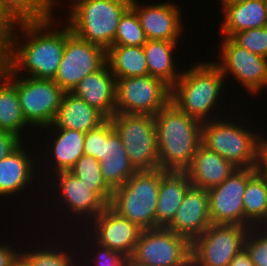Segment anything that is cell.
<instances>
[{
	"instance_id": "cell-1",
	"label": "cell",
	"mask_w": 267,
	"mask_h": 266,
	"mask_svg": "<svg viewBox=\"0 0 267 266\" xmlns=\"http://www.w3.org/2000/svg\"><path fill=\"white\" fill-rule=\"evenodd\" d=\"M54 16L14 26L10 49L2 62L13 74L54 79L65 47V21L61 18L58 21Z\"/></svg>"
},
{
	"instance_id": "cell-2",
	"label": "cell",
	"mask_w": 267,
	"mask_h": 266,
	"mask_svg": "<svg viewBox=\"0 0 267 266\" xmlns=\"http://www.w3.org/2000/svg\"><path fill=\"white\" fill-rule=\"evenodd\" d=\"M194 64L186 70L183 69L181 76L171 87V103L201 123L226 116L227 110L223 109L226 106H219H222L221 101L225 100L223 98L227 94V90L223 92L226 87L224 82L229 81L225 80L221 69L213 60H199Z\"/></svg>"
},
{
	"instance_id": "cell-3",
	"label": "cell",
	"mask_w": 267,
	"mask_h": 266,
	"mask_svg": "<svg viewBox=\"0 0 267 266\" xmlns=\"http://www.w3.org/2000/svg\"><path fill=\"white\" fill-rule=\"evenodd\" d=\"M158 165L166 171H184L201 145L202 123L169 103L154 116Z\"/></svg>"
},
{
	"instance_id": "cell-4",
	"label": "cell",
	"mask_w": 267,
	"mask_h": 266,
	"mask_svg": "<svg viewBox=\"0 0 267 266\" xmlns=\"http://www.w3.org/2000/svg\"><path fill=\"white\" fill-rule=\"evenodd\" d=\"M234 113L236 111L230 116L227 114L226 117L202 123L201 144L237 168H257L261 128L258 132L253 125L252 128L250 124L244 126L242 122L245 123L246 117L240 121L239 115ZM233 114L236 116L232 118Z\"/></svg>"
},
{
	"instance_id": "cell-5",
	"label": "cell",
	"mask_w": 267,
	"mask_h": 266,
	"mask_svg": "<svg viewBox=\"0 0 267 266\" xmlns=\"http://www.w3.org/2000/svg\"><path fill=\"white\" fill-rule=\"evenodd\" d=\"M65 22L71 31L106 50L112 46L121 16L132 0H69Z\"/></svg>"
},
{
	"instance_id": "cell-6",
	"label": "cell",
	"mask_w": 267,
	"mask_h": 266,
	"mask_svg": "<svg viewBox=\"0 0 267 266\" xmlns=\"http://www.w3.org/2000/svg\"><path fill=\"white\" fill-rule=\"evenodd\" d=\"M160 181V168L137 170L122 186L113 189L108 206L142 230L156 228Z\"/></svg>"
},
{
	"instance_id": "cell-7",
	"label": "cell",
	"mask_w": 267,
	"mask_h": 266,
	"mask_svg": "<svg viewBox=\"0 0 267 266\" xmlns=\"http://www.w3.org/2000/svg\"><path fill=\"white\" fill-rule=\"evenodd\" d=\"M44 180H46L44 181L45 184H42V185L44 186L46 185V186L43 188L41 187L40 189H45L46 187L48 189L43 190V192H41V195H44L42 194L44 192L47 194L48 190L51 189L50 191L51 193L49 197L51 198L53 197V199L49 198L48 200L47 198L46 199L47 204L49 201H52V202L54 200L57 201V202L56 201L54 202L55 204L54 203L50 204L51 202H49V205L50 206L52 205L51 207L53 208L55 207V205L57 206L58 204V206L55 207V209L56 210L58 209V210L55 213H53V215L57 213L59 214L62 212L64 213V215H66L64 216L62 213L63 218L65 217V219H67L66 222L70 221V224L68 223L69 225L68 227H70L71 229L68 228L67 232L72 231L73 230L72 228H74V230H77L76 229L77 227H80L79 229H82L84 226H86V223L88 224L92 219L97 217L102 211H104L108 207V204L97 193H95L92 190H89L88 186H86L83 182H81V180L77 178L70 171H61V172L55 173L51 177L45 178ZM48 182L49 184H46ZM51 194L52 195L55 194L56 196L55 195L52 196ZM59 206H61V208ZM68 217H71V219L69 220ZM71 221H72V225L75 224L74 226L76 228L74 226L72 227Z\"/></svg>"
},
{
	"instance_id": "cell-8",
	"label": "cell",
	"mask_w": 267,
	"mask_h": 266,
	"mask_svg": "<svg viewBox=\"0 0 267 266\" xmlns=\"http://www.w3.org/2000/svg\"><path fill=\"white\" fill-rule=\"evenodd\" d=\"M0 71L15 85L26 122L38 130L50 126L65 93L61 87L52 79L15 75L3 63Z\"/></svg>"
},
{
	"instance_id": "cell-9",
	"label": "cell",
	"mask_w": 267,
	"mask_h": 266,
	"mask_svg": "<svg viewBox=\"0 0 267 266\" xmlns=\"http://www.w3.org/2000/svg\"><path fill=\"white\" fill-rule=\"evenodd\" d=\"M110 119L134 168L136 170L159 168L153 115L114 114Z\"/></svg>"
},
{
	"instance_id": "cell-10",
	"label": "cell",
	"mask_w": 267,
	"mask_h": 266,
	"mask_svg": "<svg viewBox=\"0 0 267 266\" xmlns=\"http://www.w3.org/2000/svg\"><path fill=\"white\" fill-rule=\"evenodd\" d=\"M171 102V87L146 76L116 79L115 114L155 115Z\"/></svg>"
},
{
	"instance_id": "cell-11",
	"label": "cell",
	"mask_w": 267,
	"mask_h": 266,
	"mask_svg": "<svg viewBox=\"0 0 267 266\" xmlns=\"http://www.w3.org/2000/svg\"><path fill=\"white\" fill-rule=\"evenodd\" d=\"M191 242L166 227L142 230L131 259L146 266H191Z\"/></svg>"
},
{
	"instance_id": "cell-12",
	"label": "cell",
	"mask_w": 267,
	"mask_h": 266,
	"mask_svg": "<svg viewBox=\"0 0 267 266\" xmlns=\"http://www.w3.org/2000/svg\"><path fill=\"white\" fill-rule=\"evenodd\" d=\"M219 44V55H216L219 59L213 62L225 79L232 76L250 95L264 92L262 90L267 89V58L239 46L231 37H222Z\"/></svg>"
},
{
	"instance_id": "cell-13",
	"label": "cell",
	"mask_w": 267,
	"mask_h": 266,
	"mask_svg": "<svg viewBox=\"0 0 267 266\" xmlns=\"http://www.w3.org/2000/svg\"><path fill=\"white\" fill-rule=\"evenodd\" d=\"M250 227L211 224L191 243V266H229Z\"/></svg>"
},
{
	"instance_id": "cell-14",
	"label": "cell",
	"mask_w": 267,
	"mask_h": 266,
	"mask_svg": "<svg viewBox=\"0 0 267 266\" xmlns=\"http://www.w3.org/2000/svg\"><path fill=\"white\" fill-rule=\"evenodd\" d=\"M106 49L76 36L65 25V47L54 81L64 92H72L88 74L101 69L106 64Z\"/></svg>"
},
{
	"instance_id": "cell-15",
	"label": "cell",
	"mask_w": 267,
	"mask_h": 266,
	"mask_svg": "<svg viewBox=\"0 0 267 266\" xmlns=\"http://www.w3.org/2000/svg\"><path fill=\"white\" fill-rule=\"evenodd\" d=\"M257 168H236L221 184L208 190L212 224L244 226L243 196Z\"/></svg>"
},
{
	"instance_id": "cell-16",
	"label": "cell",
	"mask_w": 267,
	"mask_h": 266,
	"mask_svg": "<svg viewBox=\"0 0 267 266\" xmlns=\"http://www.w3.org/2000/svg\"><path fill=\"white\" fill-rule=\"evenodd\" d=\"M81 230L100 246L117 251L127 258L133 254L142 231L136 224L119 216L109 206Z\"/></svg>"
},
{
	"instance_id": "cell-17",
	"label": "cell",
	"mask_w": 267,
	"mask_h": 266,
	"mask_svg": "<svg viewBox=\"0 0 267 266\" xmlns=\"http://www.w3.org/2000/svg\"><path fill=\"white\" fill-rule=\"evenodd\" d=\"M131 1V8L136 12L147 40H166L179 42L184 36L181 8L174 2L139 3ZM181 35V36H180Z\"/></svg>"
},
{
	"instance_id": "cell-18",
	"label": "cell",
	"mask_w": 267,
	"mask_h": 266,
	"mask_svg": "<svg viewBox=\"0 0 267 266\" xmlns=\"http://www.w3.org/2000/svg\"><path fill=\"white\" fill-rule=\"evenodd\" d=\"M48 129L50 131H48ZM48 131L50 134L48 136V141H46V143H48L47 145L44 144L45 149L41 150V151H45L44 154V158H42V156H39V151H37L38 153V161L39 163H47L46 166L47 168L44 166V170L42 169V171L39 172V174H43V176L41 175V180H43L42 182L44 183V176L46 175L48 177L52 176L55 173L61 172V171H70L74 165L76 164V162L78 161V159L84 155V138H85V133L81 132V131H77V130H73V129H63V128H44L43 130H35L37 131H41V132H45ZM52 134V135H51ZM54 134V135H53ZM51 135V136H50ZM53 137V138H52ZM52 139V140H51ZM51 141V142H50ZM50 142V143H49ZM48 150H47V149ZM50 150V151H49ZM47 154L50 156V158H47V160L45 159ZM44 162H42V160ZM49 159V160H48ZM41 160V162H40ZM46 160V161H45ZM51 164V165H49ZM50 166V168H49ZM47 169V170H46ZM46 170V171H45ZM45 173H44V172ZM47 172V173H46ZM51 172V173H50ZM45 174V175H44Z\"/></svg>"
},
{
	"instance_id": "cell-19",
	"label": "cell",
	"mask_w": 267,
	"mask_h": 266,
	"mask_svg": "<svg viewBox=\"0 0 267 266\" xmlns=\"http://www.w3.org/2000/svg\"><path fill=\"white\" fill-rule=\"evenodd\" d=\"M211 224L208 191L191 185L166 228L192 243Z\"/></svg>"
},
{
	"instance_id": "cell-20",
	"label": "cell",
	"mask_w": 267,
	"mask_h": 266,
	"mask_svg": "<svg viewBox=\"0 0 267 266\" xmlns=\"http://www.w3.org/2000/svg\"><path fill=\"white\" fill-rule=\"evenodd\" d=\"M24 143L0 160V198L4 197L5 199L10 196L14 198L18 193L29 191L31 189L30 186H33V182L35 185V178L39 181L41 180L38 178V175L40 177L41 174L36 173L40 170L37 165L39 162H36L37 157H35L36 159L34 158L35 153H33V156L31 155V151L28 150V147L27 149L24 147L26 145Z\"/></svg>"
},
{
	"instance_id": "cell-21",
	"label": "cell",
	"mask_w": 267,
	"mask_h": 266,
	"mask_svg": "<svg viewBox=\"0 0 267 266\" xmlns=\"http://www.w3.org/2000/svg\"><path fill=\"white\" fill-rule=\"evenodd\" d=\"M71 93L95 107L106 118L115 114L116 78L107 63L96 72L86 75Z\"/></svg>"
},
{
	"instance_id": "cell-22",
	"label": "cell",
	"mask_w": 267,
	"mask_h": 266,
	"mask_svg": "<svg viewBox=\"0 0 267 266\" xmlns=\"http://www.w3.org/2000/svg\"><path fill=\"white\" fill-rule=\"evenodd\" d=\"M236 168L230 161L201 144L184 172L192 186L208 191L221 184Z\"/></svg>"
},
{
	"instance_id": "cell-23",
	"label": "cell",
	"mask_w": 267,
	"mask_h": 266,
	"mask_svg": "<svg viewBox=\"0 0 267 266\" xmlns=\"http://www.w3.org/2000/svg\"><path fill=\"white\" fill-rule=\"evenodd\" d=\"M106 117L71 92H65L61 106L50 126L44 128L73 129L87 133L101 124Z\"/></svg>"
},
{
	"instance_id": "cell-24",
	"label": "cell",
	"mask_w": 267,
	"mask_h": 266,
	"mask_svg": "<svg viewBox=\"0 0 267 266\" xmlns=\"http://www.w3.org/2000/svg\"><path fill=\"white\" fill-rule=\"evenodd\" d=\"M191 182L184 171L161 169V181L156 206V228L166 227L174 218Z\"/></svg>"
},
{
	"instance_id": "cell-25",
	"label": "cell",
	"mask_w": 267,
	"mask_h": 266,
	"mask_svg": "<svg viewBox=\"0 0 267 266\" xmlns=\"http://www.w3.org/2000/svg\"><path fill=\"white\" fill-rule=\"evenodd\" d=\"M220 35L232 37L239 31L267 26V7L264 0H246L225 7Z\"/></svg>"
},
{
	"instance_id": "cell-26",
	"label": "cell",
	"mask_w": 267,
	"mask_h": 266,
	"mask_svg": "<svg viewBox=\"0 0 267 266\" xmlns=\"http://www.w3.org/2000/svg\"><path fill=\"white\" fill-rule=\"evenodd\" d=\"M100 166L103 179L112 190L122 186L137 171L115 130L108 135L105 158L101 159Z\"/></svg>"
},
{
	"instance_id": "cell-27",
	"label": "cell",
	"mask_w": 267,
	"mask_h": 266,
	"mask_svg": "<svg viewBox=\"0 0 267 266\" xmlns=\"http://www.w3.org/2000/svg\"><path fill=\"white\" fill-rule=\"evenodd\" d=\"M61 229H62V232H61ZM61 229H60V231L57 232L60 234V236H59V234L56 235V237L53 236L54 239H53V237H51L50 238L51 241H48V240L45 241L44 240L45 244L39 243V245L36 242V244L34 246H33V244H32V246L28 245L29 248L27 247V244H26L24 247L25 249L24 248H23V250L21 249V252L27 257V259L31 263V266H80V264H78V263H80L79 260H81V259L79 258V256L77 257V255H79L80 252L78 250L79 249L78 246L75 247V245L77 244L76 241L73 242L71 240L70 243H68L69 239H67V241H65L66 243L62 242L61 241V239H62L61 233L64 234L66 232V229L65 230H63V228H61ZM57 237L58 238L61 237V238H59V240H58ZM54 240L55 241L57 240L58 242L57 241L54 242ZM53 243L54 244L56 243V244L53 245ZM73 243H75V245ZM67 244L68 245L72 244L73 247H70V246L68 247ZM61 245H62V248H61ZM64 245H65V247H64ZM66 246L69 248V251H67L68 248ZM26 248H27V250H26ZM70 248H73V249L76 248V250H74V251H77V252L73 253V249H70ZM76 258L79 260H77Z\"/></svg>"
},
{
	"instance_id": "cell-28",
	"label": "cell",
	"mask_w": 267,
	"mask_h": 266,
	"mask_svg": "<svg viewBox=\"0 0 267 266\" xmlns=\"http://www.w3.org/2000/svg\"><path fill=\"white\" fill-rule=\"evenodd\" d=\"M178 42L166 40H147L143 45L145 52L148 74L164 81L172 87L181 76L182 70L175 66V51Z\"/></svg>"
},
{
	"instance_id": "cell-29",
	"label": "cell",
	"mask_w": 267,
	"mask_h": 266,
	"mask_svg": "<svg viewBox=\"0 0 267 266\" xmlns=\"http://www.w3.org/2000/svg\"><path fill=\"white\" fill-rule=\"evenodd\" d=\"M106 62L116 79L149 75L143 46L112 45L106 50Z\"/></svg>"
},
{
	"instance_id": "cell-30",
	"label": "cell",
	"mask_w": 267,
	"mask_h": 266,
	"mask_svg": "<svg viewBox=\"0 0 267 266\" xmlns=\"http://www.w3.org/2000/svg\"><path fill=\"white\" fill-rule=\"evenodd\" d=\"M29 127L32 128L24 119L15 85L0 71V130L25 140L22 133H28Z\"/></svg>"
},
{
	"instance_id": "cell-31",
	"label": "cell",
	"mask_w": 267,
	"mask_h": 266,
	"mask_svg": "<svg viewBox=\"0 0 267 266\" xmlns=\"http://www.w3.org/2000/svg\"><path fill=\"white\" fill-rule=\"evenodd\" d=\"M243 206L244 226L267 227V178L259 171L247 182Z\"/></svg>"
},
{
	"instance_id": "cell-32",
	"label": "cell",
	"mask_w": 267,
	"mask_h": 266,
	"mask_svg": "<svg viewBox=\"0 0 267 266\" xmlns=\"http://www.w3.org/2000/svg\"><path fill=\"white\" fill-rule=\"evenodd\" d=\"M64 0H0V10L16 25L40 22L55 15ZM59 5H57V4ZM56 7V8H55Z\"/></svg>"
},
{
	"instance_id": "cell-33",
	"label": "cell",
	"mask_w": 267,
	"mask_h": 266,
	"mask_svg": "<svg viewBox=\"0 0 267 266\" xmlns=\"http://www.w3.org/2000/svg\"><path fill=\"white\" fill-rule=\"evenodd\" d=\"M89 190L97 193L108 205L112 197V189L104 181L100 161L90 155H82L70 170Z\"/></svg>"
},
{
	"instance_id": "cell-34",
	"label": "cell",
	"mask_w": 267,
	"mask_h": 266,
	"mask_svg": "<svg viewBox=\"0 0 267 266\" xmlns=\"http://www.w3.org/2000/svg\"><path fill=\"white\" fill-rule=\"evenodd\" d=\"M78 233H80V234H78ZM78 233L76 234L77 236H80V237L82 235L83 236L81 238L80 237L78 238L76 236V238L78 240L75 238V236L72 239H75L76 243H79L80 239L83 242V243L80 242L79 243L80 245L77 244V246H80V247H78L79 252H81L79 254H81V255L83 254L82 256L79 255L80 258L83 257V259H82L83 262L81 261L79 263L80 266H88V265L91 266L92 264H94L92 266H124L125 265L127 257H125L123 254H121L117 251H113L109 248L100 246L99 244L94 242L87 234H83L84 231L81 232V230H80V232H78ZM84 240L87 244L84 242ZM84 250H85V252H84ZM87 251L89 252L88 254H86ZM84 254L87 255L89 257V259H88V257L86 258V256ZM91 254L93 257L91 256ZM84 256H85V259H84ZM85 263H86V265H84Z\"/></svg>"
},
{
	"instance_id": "cell-35",
	"label": "cell",
	"mask_w": 267,
	"mask_h": 266,
	"mask_svg": "<svg viewBox=\"0 0 267 266\" xmlns=\"http://www.w3.org/2000/svg\"><path fill=\"white\" fill-rule=\"evenodd\" d=\"M147 41L136 12L129 7L121 16L112 45L143 46Z\"/></svg>"
},
{
	"instance_id": "cell-36",
	"label": "cell",
	"mask_w": 267,
	"mask_h": 266,
	"mask_svg": "<svg viewBox=\"0 0 267 266\" xmlns=\"http://www.w3.org/2000/svg\"><path fill=\"white\" fill-rule=\"evenodd\" d=\"M114 130L110 118H106L97 127L90 129L85 133L84 138V154L90 155L101 161L105 158L106 141L108 140V135Z\"/></svg>"
},
{
	"instance_id": "cell-37",
	"label": "cell",
	"mask_w": 267,
	"mask_h": 266,
	"mask_svg": "<svg viewBox=\"0 0 267 266\" xmlns=\"http://www.w3.org/2000/svg\"><path fill=\"white\" fill-rule=\"evenodd\" d=\"M244 248L255 266H267V227H251Z\"/></svg>"
},
{
	"instance_id": "cell-38",
	"label": "cell",
	"mask_w": 267,
	"mask_h": 266,
	"mask_svg": "<svg viewBox=\"0 0 267 266\" xmlns=\"http://www.w3.org/2000/svg\"><path fill=\"white\" fill-rule=\"evenodd\" d=\"M231 38L239 46L267 58V26L239 31Z\"/></svg>"
},
{
	"instance_id": "cell-39",
	"label": "cell",
	"mask_w": 267,
	"mask_h": 266,
	"mask_svg": "<svg viewBox=\"0 0 267 266\" xmlns=\"http://www.w3.org/2000/svg\"><path fill=\"white\" fill-rule=\"evenodd\" d=\"M14 26L15 24L0 10V56L2 58L10 49Z\"/></svg>"
},
{
	"instance_id": "cell-40",
	"label": "cell",
	"mask_w": 267,
	"mask_h": 266,
	"mask_svg": "<svg viewBox=\"0 0 267 266\" xmlns=\"http://www.w3.org/2000/svg\"><path fill=\"white\" fill-rule=\"evenodd\" d=\"M23 143L22 139L17 135L0 130V160L11 154Z\"/></svg>"
},
{
	"instance_id": "cell-41",
	"label": "cell",
	"mask_w": 267,
	"mask_h": 266,
	"mask_svg": "<svg viewBox=\"0 0 267 266\" xmlns=\"http://www.w3.org/2000/svg\"><path fill=\"white\" fill-rule=\"evenodd\" d=\"M14 244L15 243H12V245L11 244L8 245L6 242L3 243L0 242V266H9L11 261L21 251V248H19L20 245L18 244L17 247Z\"/></svg>"
},
{
	"instance_id": "cell-42",
	"label": "cell",
	"mask_w": 267,
	"mask_h": 266,
	"mask_svg": "<svg viewBox=\"0 0 267 266\" xmlns=\"http://www.w3.org/2000/svg\"><path fill=\"white\" fill-rule=\"evenodd\" d=\"M267 133L263 131L259 140L258 171L267 178ZM265 134V136H264Z\"/></svg>"
},
{
	"instance_id": "cell-43",
	"label": "cell",
	"mask_w": 267,
	"mask_h": 266,
	"mask_svg": "<svg viewBox=\"0 0 267 266\" xmlns=\"http://www.w3.org/2000/svg\"><path fill=\"white\" fill-rule=\"evenodd\" d=\"M229 266H255L245 248L240 250L231 260Z\"/></svg>"
},
{
	"instance_id": "cell-44",
	"label": "cell",
	"mask_w": 267,
	"mask_h": 266,
	"mask_svg": "<svg viewBox=\"0 0 267 266\" xmlns=\"http://www.w3.org/2000/svg\"><path fill=\"white\" fill-rule=\"evenodd\" d=\"M9 266H31L27 257L20 251L16 257L11 261Z\"/></svg>"
},
{
	"instance_id": "cell-45",
	"label": "cell",
	"mask_w": 267,
	"mask_h": 266,
	"mask_svg": "<svg viewBox=\"0 0 267 266\" xmlns=\"http://www.w3.org/2000/svg\"><path fill=\"white\" fill-rule=\"evenodd\" d=\"M221 3L219 5H221V11L228 6H232L235 4H239L241 2H244L246 0H219Z\"/></svg>"
},
{
	"instance_id": "cell-46",
	"label": "cell",
	"mask_w": 267,
	"mask_h": 266,
	"mask_svg": "<svg viewBox=\"0 0 267 266\" xmlns=\"http://www.w3.org/2000/svg\"><path fill=\"white\" fill-rule=\"evenodd\" d=\"M124 266H146L140 263L135 262L134 260H132L130 257L126 258V262Z\"/></svg>"
},
{
	"instance_id": "cell-47",
	"label": "cell",
	"mask_w": 267,
	"mask_h": 266,
	"mask_svg": "<svg viewBox=\"0 0 267 266\" xmlns=\"http://www.w3.org/2000/svg\"><path fill=\"white\" fill-rule=\"evenodd\" d=\"M3 62V58L0 56V64Z\"/></svg>"
}]
</instances>
